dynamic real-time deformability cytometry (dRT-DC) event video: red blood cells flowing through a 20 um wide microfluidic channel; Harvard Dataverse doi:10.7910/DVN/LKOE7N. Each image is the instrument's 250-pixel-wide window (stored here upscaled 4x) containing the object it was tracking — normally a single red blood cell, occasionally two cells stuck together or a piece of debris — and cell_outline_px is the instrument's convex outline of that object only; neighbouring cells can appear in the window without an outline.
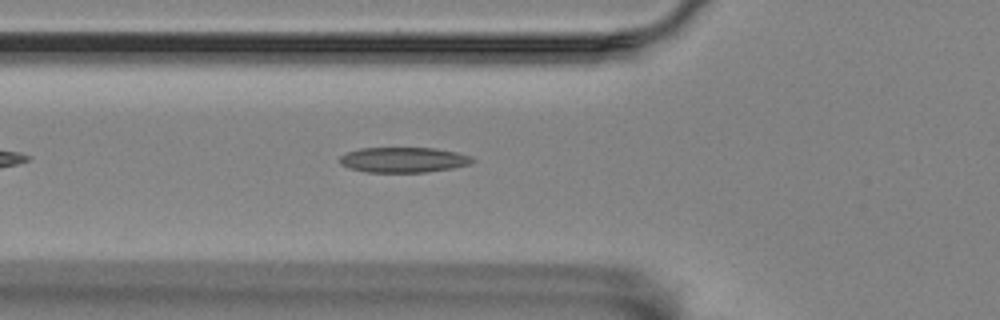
{"species": "Egyptian fruit bat (a non-hibernating species)", "species_latin": "Rousettus aegyptiacus", "temperature_condition": "room temperature", "stored_images_in_passage": 44, "camera_frame_rate_fps": 3000, "um_per_image_px": 0.085, "animal": {"sex": "female"}, "frame": {"image": 1, "passage_image": 8, "time_ms": 2.333, "image_size_px": [1000, 320], "cell_outline_px": [[476, 160], [472, 164], [452, 168], [424, 172], [368, 172], [352, 168], [340, 164], [340, 156], [348, 152], [360, 148], [436, 148], [456, 152], [472, 156]], "centroid_in_image_um": [34.35, 13.58], "position_along_channel_um": 91.4, "area_um2": 19.48}}
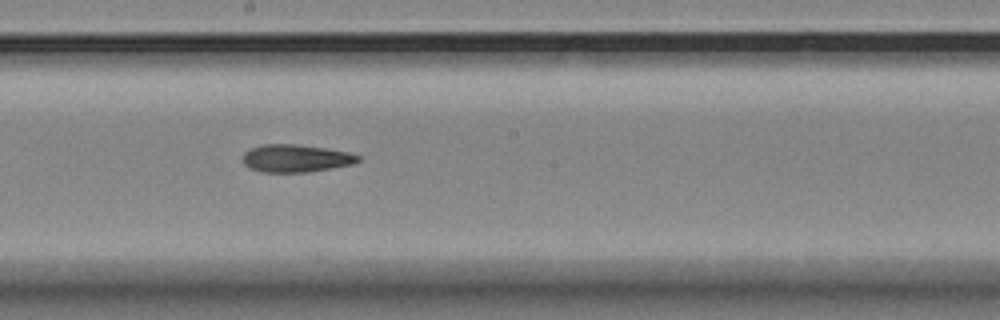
{"frame": {"image": 2, "passage_image": 19, "time_ms": 6.0, "image_size_px": [1000, 320], "cell_outline_px": [[360, 160], [352, 164], [308, 172], [260, 172], [248, 168], [244, 164], [244, 152], [260, 144], [296, 144], [324, 148], [348, 152], [360, 156]], "centroid_in_image_um": [25.11, 13.46], "position_along_channel_um": 223.1, "area_um2": 18.5}}
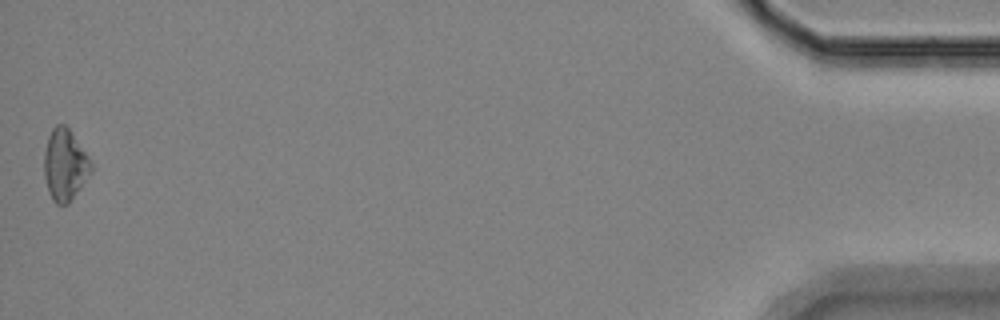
{"frame": {"image": 3, "passage_image": 44, "time_ms": 14.333, "image_size_px": [1000, 320], "cell_outline_px": [[92, 172], [68, 204], [56, 204], [52, 200], [48, 192], [44, 176], [44, 152], [48, 136], [52, 128], [56, 124], [64, 124], [68, 128], [88, 156], [92, 164]], "centroid_in_image_um": [5.5, 14.03], "position_along_channel_um": 429.7, "area_um2": 19.54}, "authors_computed_cell_mechanics": {"area_um2": 19.0162, "velocity_mm_per_s": 3.5594, "shape_relaxation_time_tau1_ms": 4.3278, "shape_relaxation_time_tau2_ms": 5.3102, "deformation_change_tau1": 0.1143, "deformation_change_tau2": 0.1508}}